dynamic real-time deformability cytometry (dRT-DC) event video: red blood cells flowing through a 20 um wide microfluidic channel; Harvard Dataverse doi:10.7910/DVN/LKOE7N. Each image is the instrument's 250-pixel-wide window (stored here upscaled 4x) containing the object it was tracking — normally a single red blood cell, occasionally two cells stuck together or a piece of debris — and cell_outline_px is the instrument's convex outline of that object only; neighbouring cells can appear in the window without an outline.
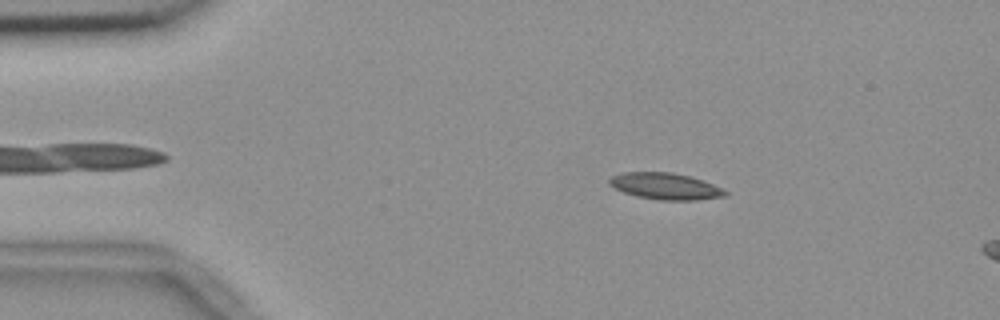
{"species": "common noctule bat (a hibernating species)", "species_latin": "Nyctalus noctula", "temperature_condition": "room temperature", "stored_images_in_passage": 15, "camera_frame_rate_fps": 3000, "um_per_image_px": 0.085, "animal": {"sex": "female", "body_mass_g": 18.4}, "frame": {"image": 1, "passage_image": 9, "time_ms": 2.667, "image_size_px": [1000, 320], "cell_outline_px": [[728, 192], [724, 196], [696, 200], [660, 200], [636, 196], [624, 192], [608, 184], [608, 180], [612, 176], [624, 172], [672, 172], [688, 176], [712, 184]], "centroid_in_image_um": [56.51, 15.83], "position_along_channel_um": 28.5, "area_um2": 17.63}}